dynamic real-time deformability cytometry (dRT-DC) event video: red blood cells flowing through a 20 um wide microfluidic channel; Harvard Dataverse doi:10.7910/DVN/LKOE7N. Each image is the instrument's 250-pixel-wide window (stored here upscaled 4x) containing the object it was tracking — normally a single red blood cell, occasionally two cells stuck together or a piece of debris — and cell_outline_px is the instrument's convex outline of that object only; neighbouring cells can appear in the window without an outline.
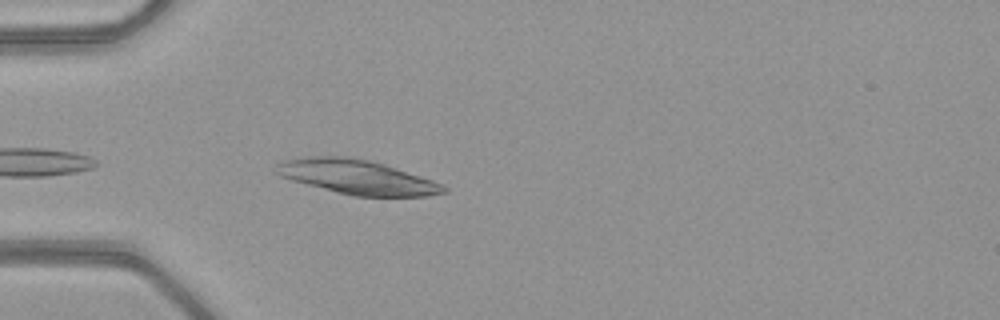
{"species": "common noctule bat (a hibernating species)", "species_latin": "Nyctalus noctula", "temperature_condition": "warm", "stored_images_in_passage": 33, "camera_frame_rate_fps": 3000, "um_per_image_px": 0.085, "animal": {"sex": "female", "body_mass_g": 21.9}, "frame": {"image": 1, "passage_image": 4, "time_ms": 1.0, "image_size_px": [1000, 320], "cell_outline_px": [[448, 192], [428, 196], [352, 196], [336, 192], [292, 180], [280, 176], [272, 172], [276, 164], [284, 160], [312, 156], [344, 156], [368, 160], [384, 164], [444, 184], [448, 188]], "centroid_in_image_um": [30.34, 15.05], "position_along_channel_um": 54.7, "area_um2": 33.52}}
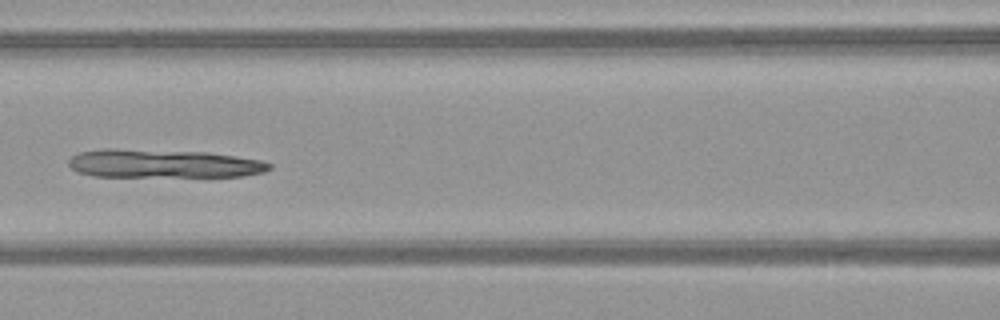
{"frame": {"image": 2, "passage_image": 12, "time_ms": 3.667, "image_size_px": [1000, 320], "cell_outline_px": [[272, 168], [264, 172], [244, 176], [92, 176], [76, 172], [68, 164], [68, 160], [72, 156], [80, 152], [104, 148], [116, 148], [208, 152], [260, 160], [272, 164]], "centroid_in_image_um": [13.85, 13.9], "position_along_channel_um": 152.7, "area_um2": 33.41}}
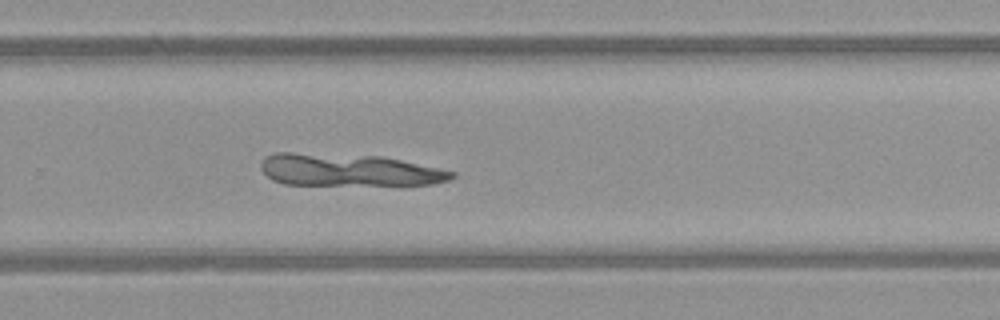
{"frame": {"image": 3, "passage_image": 23, "time_ms": 7.333, "image_size_px": [1000, 320], "cell_outline_px": [[456, 176], [452, 180], [432, 184], [284, 184], [272, 180], [260, 168], [260, 164], [264, 156], [276, 152], [292, 152], [380, 156], [400, 160], [456, 172]], "centroid_in_image_um": [29.6, 14.44], "position_along_channel_um": 300.2, "area_um2": 35.6}}